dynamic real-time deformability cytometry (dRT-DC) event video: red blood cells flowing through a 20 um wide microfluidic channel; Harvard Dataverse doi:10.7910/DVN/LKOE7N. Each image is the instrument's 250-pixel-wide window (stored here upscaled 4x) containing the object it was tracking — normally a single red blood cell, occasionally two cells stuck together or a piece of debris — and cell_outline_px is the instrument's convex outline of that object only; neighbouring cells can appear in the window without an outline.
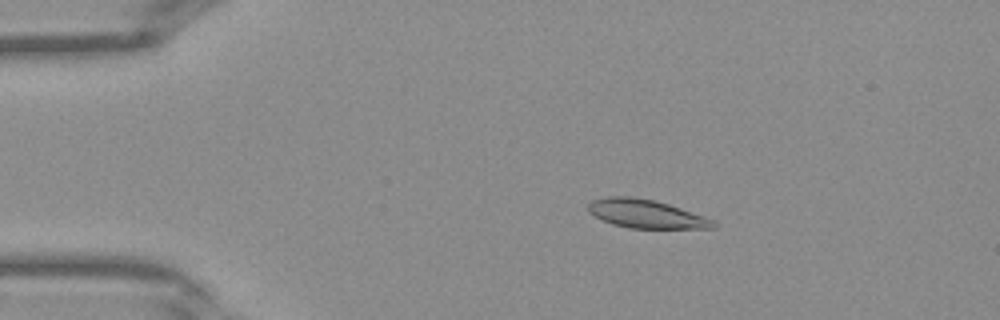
{"species": "Egyptian fruit bat (a non-hibernating species)", "species_latin": "Rousettus aegyptiacus", "temperature_condition": "warm", "stored_images_in_passage": 39, "camera_frame_rate_fps": 3000, "um_per_image_px": 0.085, "frame": {"image": 1, "passage_image": 6, "time_ms": 1.667, "image_size_px": [1000, 320], "cell_outline_px": [[716, 228], [628, 228], [612, 224], [588, 212], [588, 204], [592, 200], [608, 196], [632, 196], [652, 200], [668, 204], [704, 216], [712, 220], [716, 224]], "centroid_in_image_um": [54.88, 18.17], "position_along_channel_um": 30.1, "area_um2": 20.58}}
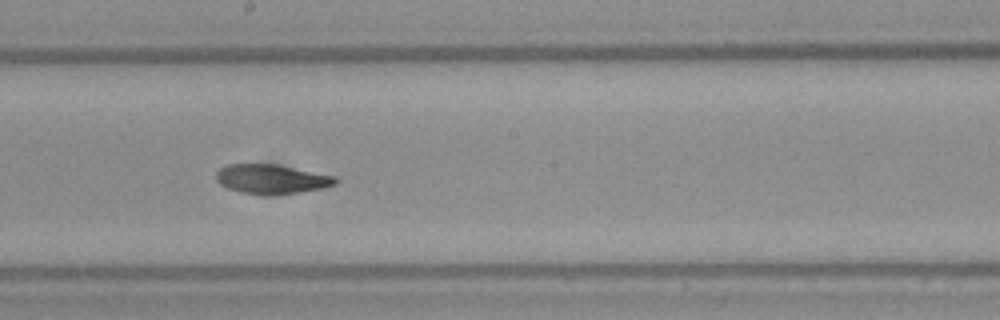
{"frame": {"image": 2, "passage_image": 21, "time_ms": 6.667, "image_size_px": [1000, 320], "cell_outline_px": [[340, 180], [336, 184], [324, 188], [300, 192], [240, 192], [228, 188], [220, 184], [216, 180], [216, 172], [220, 168], [228, 164], [276, 164], [336, 176]], "centroid_in_image_um": [23.12, 15.18], "position_along_channel_um": 225.1, "area_um2": 19.83}}
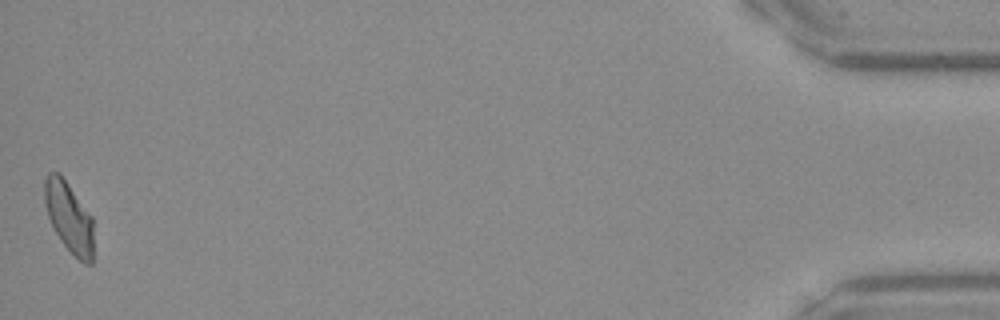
{"frame": {"image": 3, "passage_image": 39, "time_ms": 12.667, "image_size_px": [1000, 320], "cell_outline_px": [[92, 264], [84, 264], [60, 240], [48, 216], [44, 200], [44, 180], [48, 172], [60, 172], [92, 216]], "centroid_in_image_um": [5.85, 18.41], "position_along_channel_um": 429.4, "area_um2": 19.88}}